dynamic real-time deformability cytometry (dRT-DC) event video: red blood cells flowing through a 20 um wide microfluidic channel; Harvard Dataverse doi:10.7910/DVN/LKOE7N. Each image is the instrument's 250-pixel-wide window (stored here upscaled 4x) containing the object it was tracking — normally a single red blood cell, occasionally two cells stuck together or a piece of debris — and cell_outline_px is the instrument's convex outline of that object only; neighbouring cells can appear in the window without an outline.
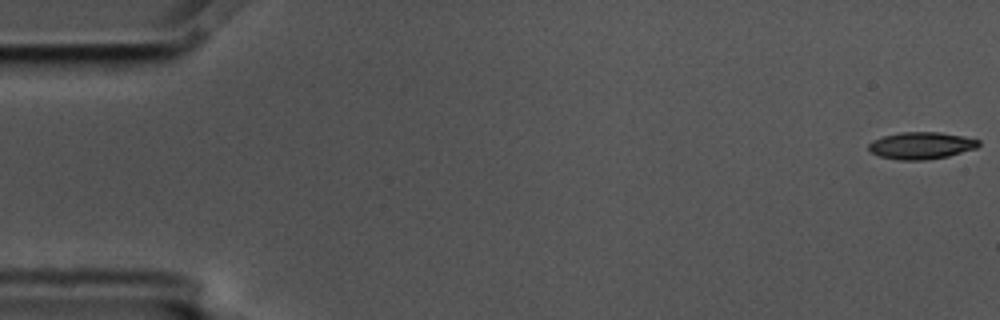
{"species": "common noctule bat (a hibernating species)", "species_latin": "Nyctalus noctula", "temperature_condition": "cold", "stored_images_in_passage": 13, "camera_frame_rate_fps": 3000, "um_per_image_px": 0.085, "animal": {"sex": "male", "body_mass_g": 17.5, "forearm_length_mm": 52.3}, "frame": {"image": 1, "passage_image": 1, "time_ms": 0.0, "image_size_px": [1000, 320], "cell_outline_px": [[980, 144], [976, 148], [948, 156], [924, 160], [900, 160], [880, 156], [872, 152], [868, 148], [868, 144], [872, 140], [884, 136], [900, 132], [940, 132], [964, 136], [980, 140]], "centroid_in_image_um": [78.31, 12.36], "position_along_channel_um": 6.7, "area_um2": 17.28}}
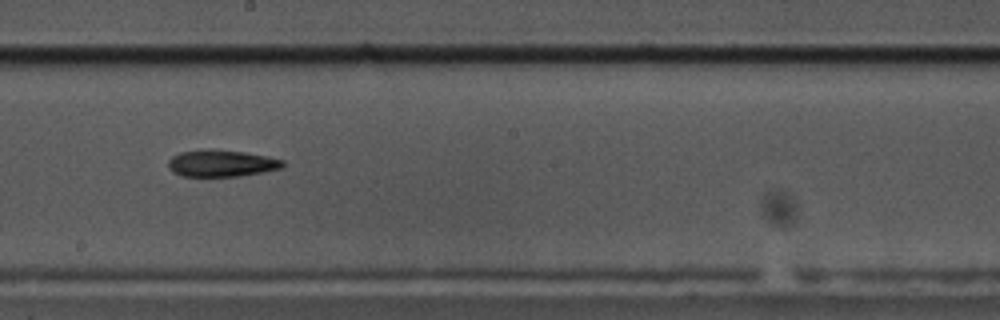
{"frame": {"image": 2, "passage_image": 9, "time_ms": 2.667, "image_size_px": [1000, 320], "cell_outline_px": [[284, 168], [264, 172], [240, 176], [180, 176], [172, 172], [168, 168], [168, 160], [172, 156], [180, 152], [208, 148], [244, 152], [268, 156], [284, 160]], "centroid_in_image_um": [18.82, 13.88], "position_along_channel_um": 229.4, "area_um2": 18.21}}
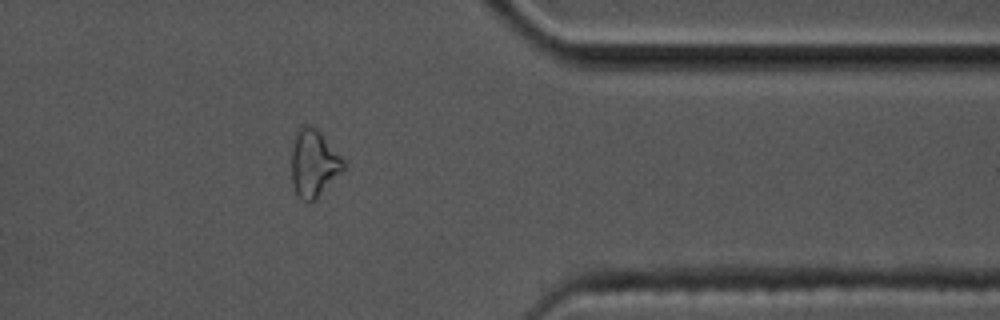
{"frame": {"image": 3, "passage_image": 13, "time_ms": 4.0, "image_size_px": [1000, 320], "cell_outline_px": [[348, 168], [312, 204], [304, 200], [296, 192], [292, 180], [292, 148], [296, 132], [304, 124], [308, 124], [316, 128], [320, 132], [344, 160]], "centroid_in_image_um": [26.72, 13.92], "position_along_channel_um": 384.7, "area_um2": 20.63}}